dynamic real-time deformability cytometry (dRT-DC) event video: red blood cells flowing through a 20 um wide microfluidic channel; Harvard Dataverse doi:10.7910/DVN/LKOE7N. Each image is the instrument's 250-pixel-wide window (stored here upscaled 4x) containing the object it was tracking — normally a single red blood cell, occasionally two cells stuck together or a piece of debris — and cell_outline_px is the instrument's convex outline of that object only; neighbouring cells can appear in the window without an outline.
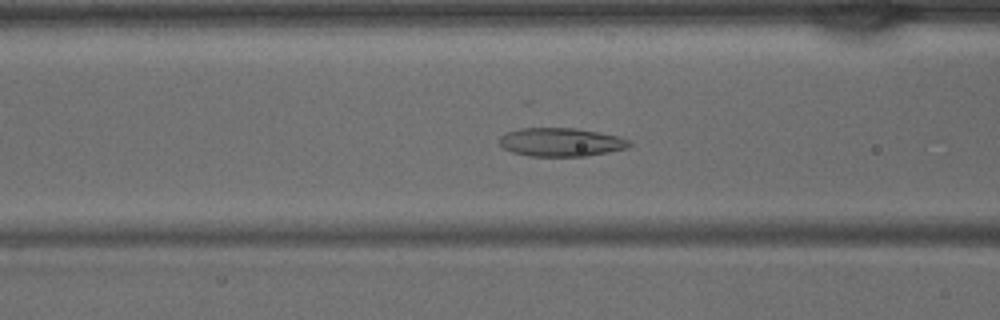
{"species": "common noctule bat (a hibernating species)", "species_latin": "Nyctalus noctula", "temperature_condition": "warm", "stored_images_in_passage": 40, "camera_frame_rate_fps": 3000, "um_per_image_px": 0.085, "animal": {"sex": "male", "body_mass_g": 15.6}, "frame": {"image": 1, "passage_image": 15, "time_ms": 4.667, "image_size_px": [1000, 320], "cell_outline_px": [[632, 144], [628, 148], [608, 152], [584, 156], [528, 156], [512, 152], [504, 148], [500, 144], [500, 136], [504, 132], [520, 128], [576, 128], [616, 136], [632, 140]], "centroid_in_image_um": [47.67, 12.08], "position_along_channel_um": 118.9, "area_um2": 21.62}}
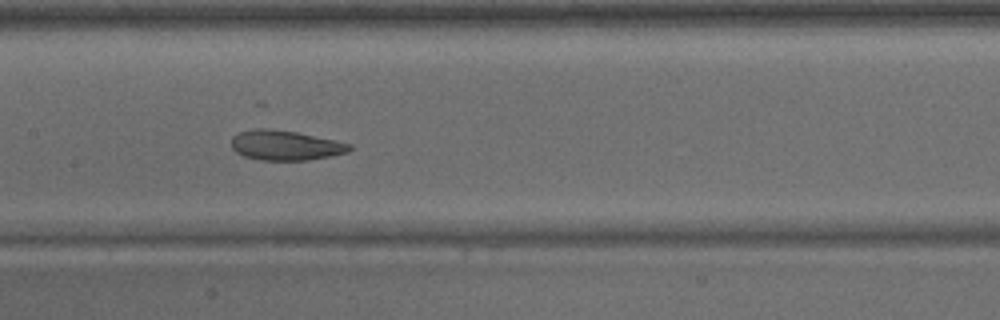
{"frame": {"image": 2, "passage_image": 19, "time_ms": 6.0, "image_size_px": [1000, 320], "cell_outline_px": [[352, 148], [348, 152], [308, 160], [260, 160], [244, 156], [236, 152], [232, 148], [232, 136], [240, 132], [252, 128], [268, 128], [296, 132], [336, 140], [352, 144]], "centroid_in_image_um": [24.25, 12.34], "position_along_channel_um": 183.2, "area_um2": 20.58}}
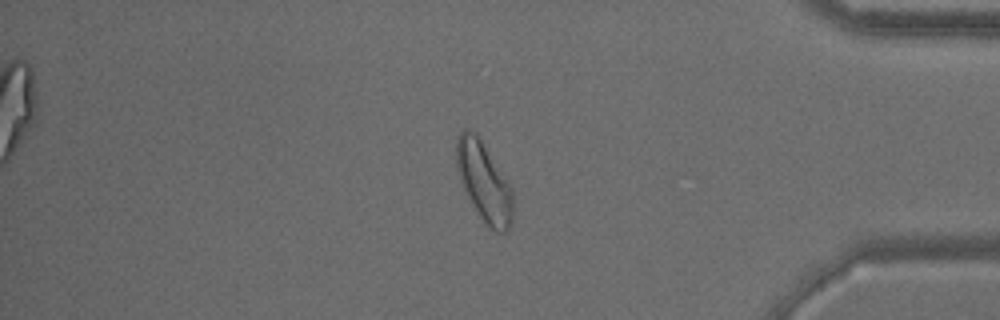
{"frame": {"image": 3, "passage_image": 34, "time_ms": 11.0, "image_size_px": [1000, 320], "cell_outline_px": [[512, 220], [508, 228], [504, 232], [496, 232], [484, 224], [472, 204], [460, 180], [456, 168], [456, 136], [464, 128], [468, 128], [476, 132], [512, 188]], "centroid_in_image_um": [41.11, 15.43], "position_along_channel_um": 394.1, "area_um2": 26.07}}